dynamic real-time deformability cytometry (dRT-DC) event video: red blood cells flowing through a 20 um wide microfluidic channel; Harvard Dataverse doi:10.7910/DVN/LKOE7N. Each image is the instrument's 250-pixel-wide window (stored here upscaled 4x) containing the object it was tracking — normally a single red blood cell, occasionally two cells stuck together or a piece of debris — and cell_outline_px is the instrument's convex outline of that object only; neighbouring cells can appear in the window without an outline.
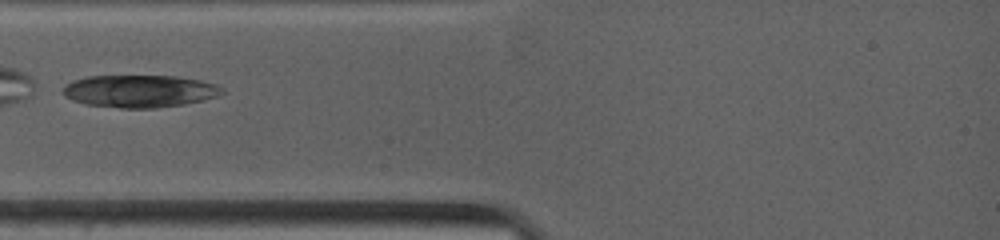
{"species": "common noctule bat (a hibernating species)", "species_latin": "Nyctalus noctula", "temperature_condition": "warm", "stored_images_in_passage": 1, "camera_frame_rate_fps": 4500, "um_per_image_px": 0.085, "animal": {"sex": "female", "body_mass_g": 19.0, "forearm_length_mm": 53.3}, "frame": {"image": 1, "passage_image": 1, "time_ms": 0.0, "image_size_px": [1000, 240], "cell_outline_px": [[224, 92], [216, 96], [184, 104], [156, 108], [120, 108], [84, 104], [72, 100], [64, 96], [60, 92], [64, 84], [72, 80], [88, 76], [176, 76], [200, 80], [216, 84], [224, 88]], "centroid_in_image_um": [11.8, 7.74], "position_along_channel_um": 73.2, "area_um2": 30.29}}